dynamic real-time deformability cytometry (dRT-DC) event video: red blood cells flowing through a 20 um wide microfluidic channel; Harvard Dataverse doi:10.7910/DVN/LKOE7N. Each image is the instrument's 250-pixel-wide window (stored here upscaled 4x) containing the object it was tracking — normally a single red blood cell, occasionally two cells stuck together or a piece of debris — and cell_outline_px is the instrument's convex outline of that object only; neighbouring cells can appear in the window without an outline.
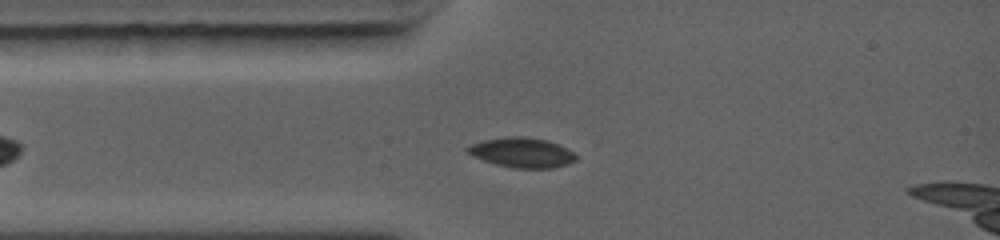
{"species": "common noctule bat (a hibernating species)", "species_latin": "Nyctalus noctula", "temperature_condition": "warm", "stored_images_in_passage": 32, "camera_frame_rate_fps": 5000, "um_per_image_px": 0.085, "animal": {"sex": "female", "body_mass_g": 19.0, "forearm_length_mm": 56.7}, "frame": {"image": 1, "passage_image": 6, "time_ms": 1.8, "image_size_px": [1000, 240], "cell_outline_px": [[576, 160], [568, 164], [552, 168], [512, 168], [496, 164], [472, 156], [464, 148], [472, 144], [484, 140], [508, 136], [524, 136], [548, 140], [560, 144], [568, 148], [576, 156]], "centroid_in_image_um": [44.38, 12.96], "position_along_channel_um": 40.6, "area_um2": 18.96}}
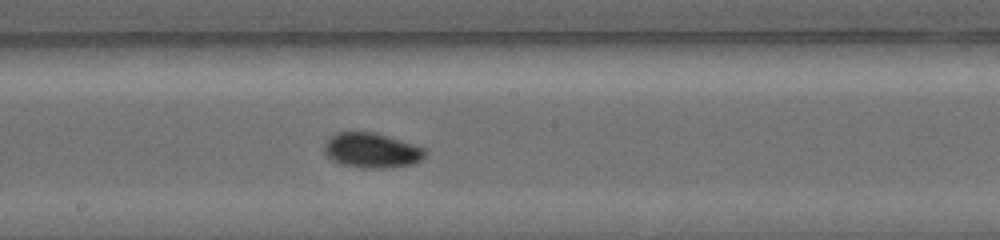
{"frame": {"image": 2, "passage_image": 17, "time_ms": 5.8, "image_size_px": [1000, 240], "cell_outline_px": [[428, 152], [420, 160], [412, 164], [388, 168], [360, 168], [340, 164], [332, 160], [324, 152], [324, 144], [336, 132], [376, 132], [428, 148]], "centroid_in_image_um": [31.63, 12.78], "position_along_channel_um": 216.6, "area_um2": 20.81}}
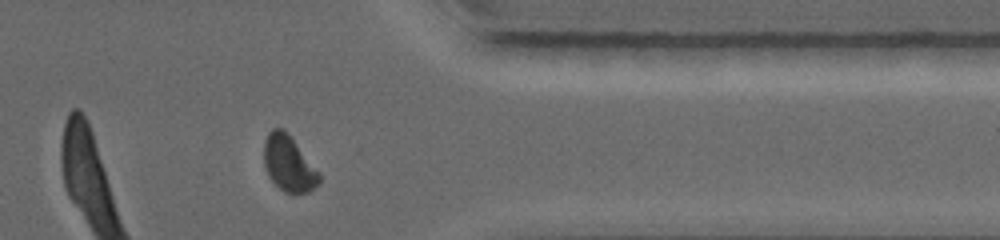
{"frame": {"image": 3, "passage_image": 29, "time_ms": 9.8, "image_size_px": [1000, 240], "cell_outline_px": [[320, 184], [308, 192], [284, 192], [268, 176], [264, 164], [264, 140], [268, 132], [272, 128], [284, 128], [288, 132], [320, 172]], "centroid_in_image_um": [24.55, 13.87], "position_along_channel_um": 386.9, "area_um2": 18.09}, "authors_computed_cell_mechanics": {"area_um2": 19.2185, "velocity_mm_per_s": 4.4617, "shape_relaxation_time_tau1_ms": 3.7615, "shape_relaxation_time_tau2_ms": 5.3655, "deformation_change_tau1": 0.1001, "deformation_change_tau2": 0.0753}}